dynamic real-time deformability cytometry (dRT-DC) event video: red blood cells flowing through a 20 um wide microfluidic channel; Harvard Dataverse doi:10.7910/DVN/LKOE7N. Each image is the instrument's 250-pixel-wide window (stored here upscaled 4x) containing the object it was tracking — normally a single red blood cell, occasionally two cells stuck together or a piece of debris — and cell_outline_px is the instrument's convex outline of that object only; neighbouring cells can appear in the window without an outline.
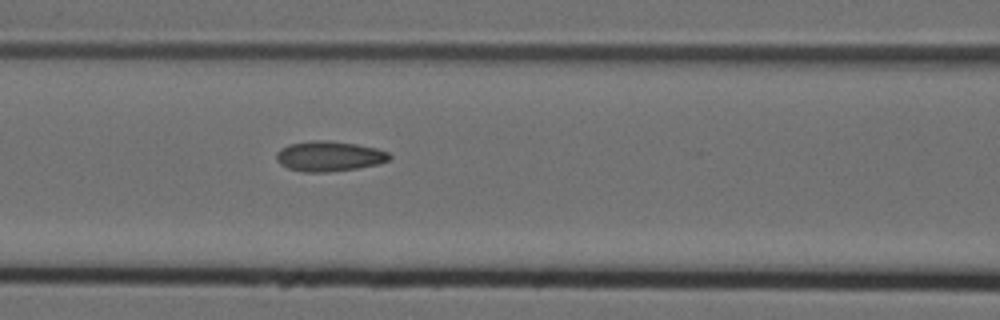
{"species": "Egyptian fruit bat (a non-hibernating species)", "species_latin": "Rousettus aegyptiacus", "temperature_condition": "cold", "stored_images_in_passage": 5, "camera_frame_rate_fps": 3000, "um_per_image_px": 0.085, "animal": {"sex": "female"}, "frame": {"image": 1, "passage_image": 5, "time_ms": 1.333, "image_size_px": [1000, 320], "cell_outline_px": [[392, 156], [388, 160], [380, 164], [356, 168], [328, 172], [304, 172], [288, 168], [280, 164], [276, 160], [276, 152], [280, 148], [288, 144], [312, 140], [328, 140], [356, 144], [376, 148], [388, 152]], "centroid_in_image_um": [27.96, 13.27], "position_along_channel_um": 138.6, "area_um2": 20.0}}